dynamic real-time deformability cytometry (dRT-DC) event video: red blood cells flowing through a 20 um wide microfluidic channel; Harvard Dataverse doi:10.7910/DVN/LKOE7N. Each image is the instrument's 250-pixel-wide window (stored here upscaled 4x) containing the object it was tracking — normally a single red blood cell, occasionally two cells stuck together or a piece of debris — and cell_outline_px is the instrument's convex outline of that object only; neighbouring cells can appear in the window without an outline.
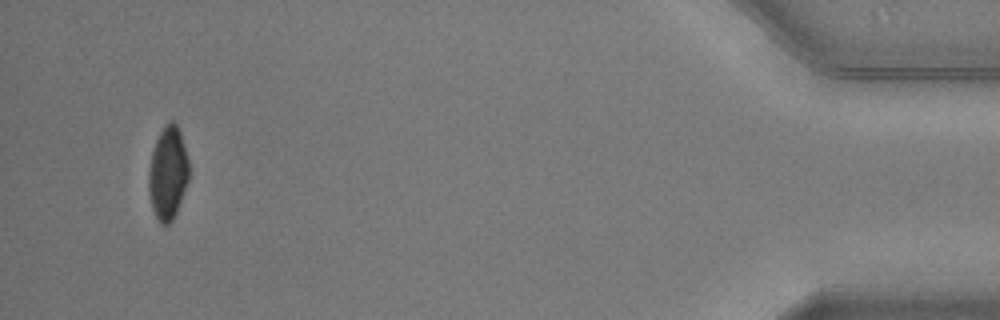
{"species": "common noctule bat (a hibernating species)", "species_latin": "Nyctalus noctula", "temperature_condition": "warm", "stored_images_in_passage": 11, "camera_frame_rate_fps": 3000, "um_per_image_px": 0.085, "animal": {"sex": "male", "body_mass_g": 20.5, "forearm_length_mm": 52.5}, "frame": {"image": 1, "passage_image": 11, "time_ms": 3.333, "image_size_px": [1000, 320], "cell_outline_px": [[188, 180], [176, 212], [172, 220], [168, 224], [160, 224], [152, 208], [148, 192], [148, 172], [152, 152], [156, 140], [164, 124], [172, 120], [176, 124], [180, 132], [188, 160]], "centroid_in_image_um": [14.25, 14.71], "position_along_channel_um": 421.0, "area_um2": 21.62}}